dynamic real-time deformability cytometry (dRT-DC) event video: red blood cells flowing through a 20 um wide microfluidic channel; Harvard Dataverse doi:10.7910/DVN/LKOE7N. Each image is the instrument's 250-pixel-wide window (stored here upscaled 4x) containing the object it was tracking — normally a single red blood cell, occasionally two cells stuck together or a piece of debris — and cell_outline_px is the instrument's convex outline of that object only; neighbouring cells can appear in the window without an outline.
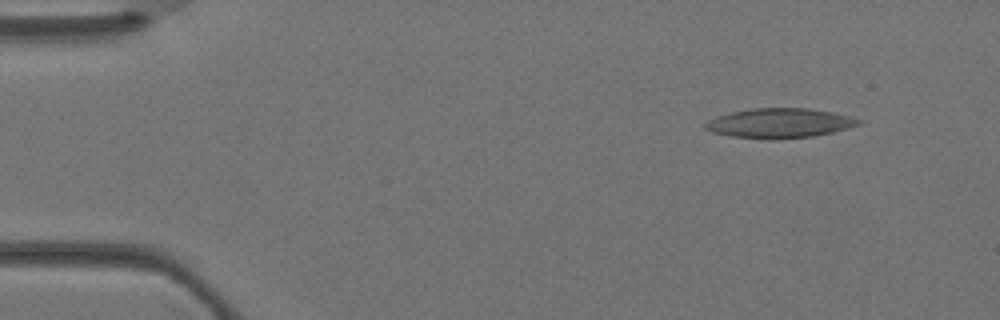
{"species": "Egyptian fruit bat (a non-hibernating species)", "species_latin": "Rousettus aegyptiacus", "temperature_condition": "warm", "stored_images_in_passage": 4, "camera_frame_rate_fps": 3000, "um_per_image_px": 0.085, "animal": {"sex": "female"}, "frame": {"image": 1, "passage_image": 2, "time_ms": 0.333, "image_size_px": [1000, 320], "cell_outline_px": [[864, 120], [860, 124], [848, 128], [832, 132], [812, 136], [768, 140], [732, 136], [712, 132], [704, 128], [704, 124], [708, 120], [716, 116], [732, 112], [752, 108], [808, 108], [832, 112], [852, 116]], "centroid_in_image_um": [66.27, 10.46], "position_along_channel_um": 18.7, "area_um2": 26.59}}
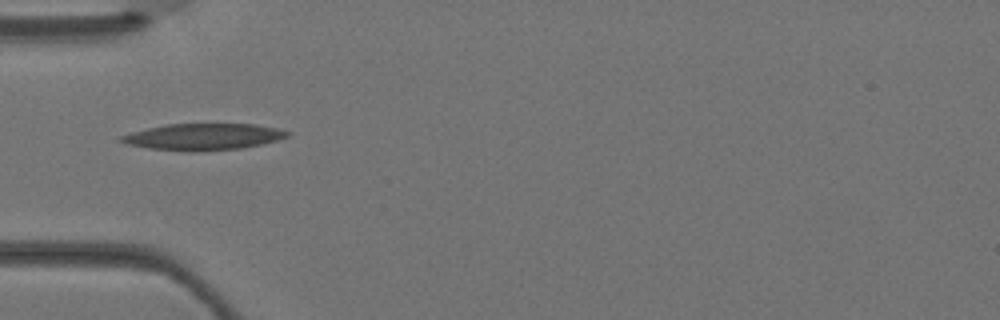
{"frame": {"image": 2, "passage_image": 4, "time_ms": 1.0, "image_size_px": [1000, 320], "cell_outline_px": [[292, 132], [288, 136], [276, 140], [260, 144], [240, 148], [196, 152], [192, 152], [148, 148], [128, 144], [116, 140], [120, 136], [132, 132], [148, 128], [168, 124], [256, 124], [276, 128]], "centroid_in_image_um": [17.25, 11.63], "position_along_channel_um": 67.7, "area_um2": 25.61}}